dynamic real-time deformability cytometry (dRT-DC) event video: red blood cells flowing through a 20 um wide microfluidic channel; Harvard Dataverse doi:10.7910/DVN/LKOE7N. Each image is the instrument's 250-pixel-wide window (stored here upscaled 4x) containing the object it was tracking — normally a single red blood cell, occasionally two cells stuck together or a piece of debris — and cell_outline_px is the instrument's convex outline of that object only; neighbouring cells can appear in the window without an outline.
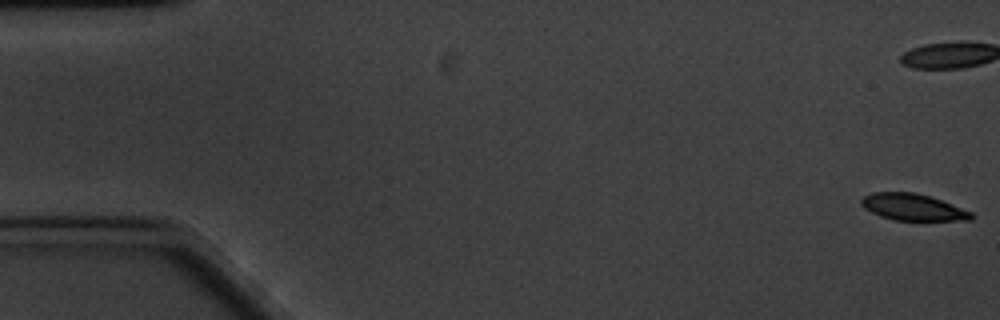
{"species": "common noctule bat (a hibernating species)", "species_latin": "Nyctalus noctula", "temperature_condition": "cold", "stored_images_in_passage": 12, "camera_frame_rate_fps": 3000, "um_per_image_px": 0.085, "animal": {"sex": "male", "body_mass_g": 20.1, "forearm_length_mm": 53.5}, "frame": {"image": 1, "passage_image": 1, "time_ms": 0.0, "image_size_px": [1000, 320], "cell_outline_px": [[976, 216], [972, 220], [892, 220], [880, 216], [864, 208], [860, 204], [860, 200], [864, 196], [872, 192], [916, 192], [940, 200], [972, 212]], "centroid_in_image_um": [77.58, 17.61], "position_along_channel_um": 7.4, "area_um2": 17.05}}